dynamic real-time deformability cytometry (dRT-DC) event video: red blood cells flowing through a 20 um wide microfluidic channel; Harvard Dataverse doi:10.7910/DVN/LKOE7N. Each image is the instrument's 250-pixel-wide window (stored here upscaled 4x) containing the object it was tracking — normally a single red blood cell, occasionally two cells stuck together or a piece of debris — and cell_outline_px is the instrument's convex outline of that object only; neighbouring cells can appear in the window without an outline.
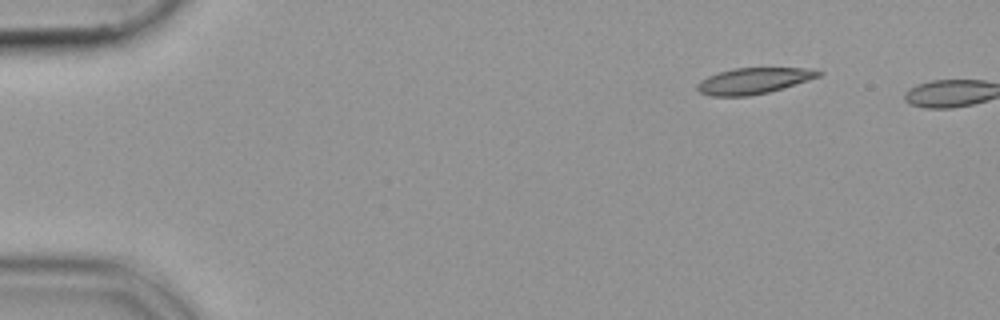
{"species": "common noctule bat (a hibernating species)", "species_latin": "Nyctalus noctula", "temperature_condition": "cold", "stored_images_in_passage": 3, "camera_frame_rate_fps": 3000, "um_per_image_px": 0.085, "animal": {"sex": "female", "body_mass_g": 19.9}, "frame": {"image": 1, "passage_image": 1, "time_ms": 0.0, "image_size_px": [1000, 320], "cell_outline_px": [[824, 72], [820, 76], [784, 88], [768, 92], [748, 96], [708, 96], [700, 92], [696, 88], [696, 84], [700, 80], [708, 76], [732, 68], [808, 68]], "centroid_in_image_um": [64.04, 6.87], "position_along_channel_um": 21.0, "area_um2": 18.44}}